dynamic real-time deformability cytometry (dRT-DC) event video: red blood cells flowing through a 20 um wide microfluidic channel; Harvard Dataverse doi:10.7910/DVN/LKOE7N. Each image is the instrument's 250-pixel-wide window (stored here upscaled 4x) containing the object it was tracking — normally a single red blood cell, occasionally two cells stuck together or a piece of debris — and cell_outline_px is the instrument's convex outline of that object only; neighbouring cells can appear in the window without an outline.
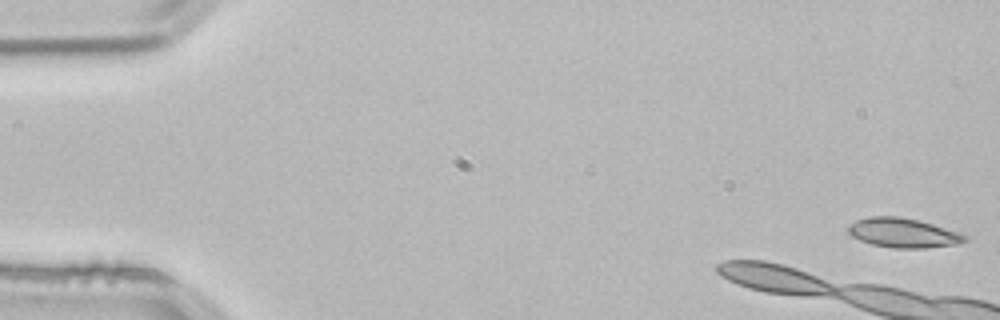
{"species": "common noctule bat (a hibernating species)", "species_latin": "Nyctalus noctula", "temperature_condition": "room temperature", "stored_images_in_passage": 7, "camera_frame_rate_fps": 3000, "um_per_image_px": 0.085, "animal": {"sex": "male", "body_mass_g": 21.5, "forearm_length_mm": 52.0}, "frame": {"image": 1, "passage_image": 1, "time_ms": 0.0, "image_size_px": [1000, 320], "cell_outline_px": [[968, 240], [960, 244], [924, 248], [892, 248], [872, 244], [860, 240], [852, 236], [848, 232], [848, 224], [856, 220], [868, 216], [900, 216], [920, 220], [968, 236]], "centroid_in_image_um": [76.75, 19.79], "position_along_channel_um": 8.2, "area_um2": 20.11}}